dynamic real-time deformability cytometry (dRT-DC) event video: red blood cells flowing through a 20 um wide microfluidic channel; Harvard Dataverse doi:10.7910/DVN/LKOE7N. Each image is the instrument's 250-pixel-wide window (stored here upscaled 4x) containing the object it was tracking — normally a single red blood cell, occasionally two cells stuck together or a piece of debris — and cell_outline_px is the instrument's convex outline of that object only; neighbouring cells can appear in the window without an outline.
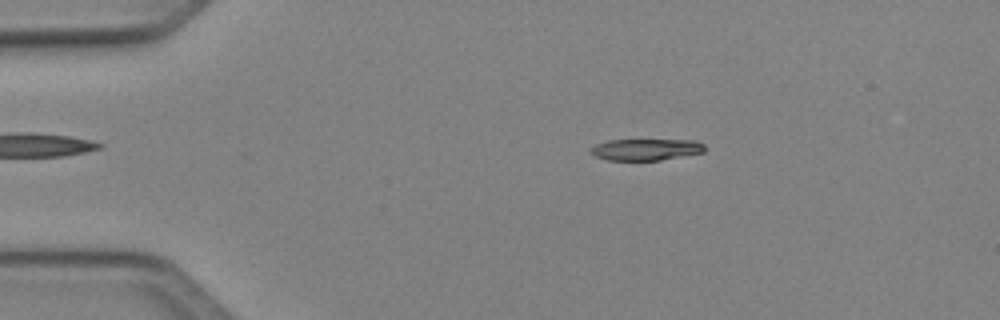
{"species": "Egyptian fruit bat (a non-hibernating species)", "species_latin": "Rousettus aegyptiacus", "temperature_condition": "cold", "stored_images_in_passage": 49, "camera_frame_rate_fps": 3000, "um_per_image_px": 0.085, "animal": {"sex": "female"}, "frame": {"image": 1, "passage_image": 9, "time_ms": 2.667, "image_size_px": [1000, 320], "cell_outline_px": [[704, 152], [660, 160], [608, 160], [596, 156], [588, 152], [596, 144], [608, 140], [696, 140], [704, 144]], "centroid_in_image_um": [54.9, 12.7], "position_along_channel_um": 30.1, "area_um2": 14.22}}
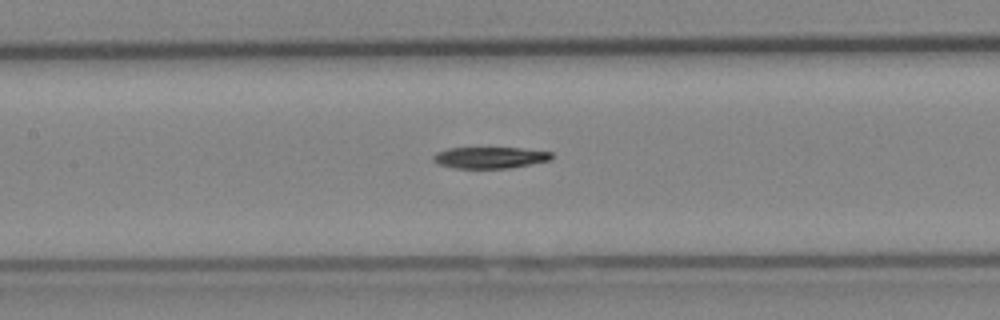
{"frame": {"image": 2, "passage_image": 23, "time_ms": 7.333, "image_size_px": [1000, 320], "cell_outline_px": [[552, 160], [508, 168], [456, 168], [440, 164], [432, 160], [432, 156], [436, 152], [448, 148], [520, 148], [552, 152]], "centroid_in_image_um": [41.64, 13.39], "position_along_channel_um": 165.8, "area_um2": 14.68}}
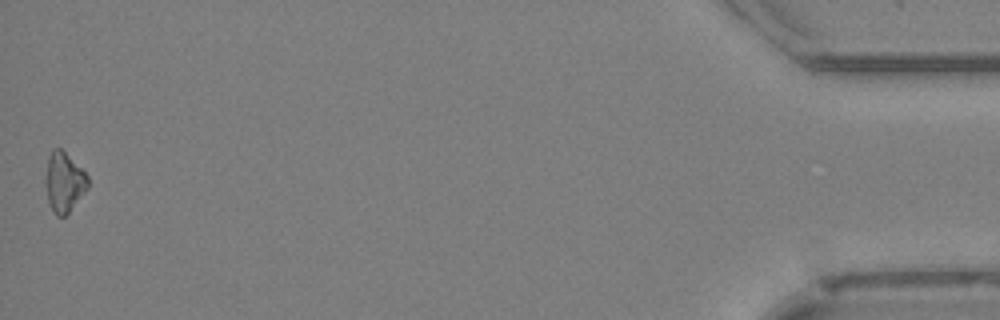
{"frame": {"image": 3, "passage_image": 49, "time_ms": 16.0, "image_size_px": [1000, 320], "cell_outline_px": [[88, 188], [68, 212], [64, 216], [56, 216], [48, 200], [44, 184], [44, 176], [48, 156], [52, 148], [60, 148], [88, 176]], "centroid_in_image_um": [5.4, 15.47], "position_along_channel_um": 429.8, "area_um2": 14.62}, "authors_computed_cell_mechanics": {"area_um2": 15.0858, "velocity_mm_per_s": 4.1146, "shape_relaxation_time_tau1_ms": 5.0791, "shape_relaxation_time_tau2_ms": null, "deformation_change_tau1": 0.1336, "deformation_change_tau2": null}}